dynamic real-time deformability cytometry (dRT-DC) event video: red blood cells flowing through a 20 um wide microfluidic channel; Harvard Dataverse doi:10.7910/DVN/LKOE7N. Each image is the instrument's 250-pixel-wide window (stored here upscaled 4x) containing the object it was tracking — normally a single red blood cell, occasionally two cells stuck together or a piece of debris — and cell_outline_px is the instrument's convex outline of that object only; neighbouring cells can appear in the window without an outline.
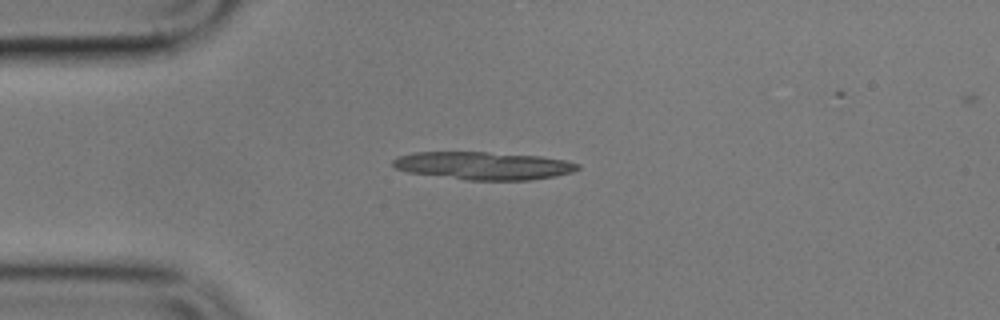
{"species": "common noctule bat (a hibernating species)", "species_latin": "Nyctalus noctula", "temperature_condition": "cold", "stored_images_in_passage": 3, "camera_frame_rate_fps": 3000, "um_per_image_px": 0.085, "animal": {"sex": "male", "body_mass_g": 17.9}, "frame": {"image": 1, "passage_image": 1, "time_ms": 0.0, "image_size_px": [1000, 320], "cell_outline_px": [[580, 168], [572, 172], [556, 176], [528, 180], [468, 180], [408, 172], [396, 168], [392, 164], [392, 160], [400, 156], [416, 152], [488, 152], [540, 156], [564, 160], [580, 164]], "centroid_in_image_um": [41.12, 14.08], "position_along_channel_um": 43.9, "area_um2": 29.82}}